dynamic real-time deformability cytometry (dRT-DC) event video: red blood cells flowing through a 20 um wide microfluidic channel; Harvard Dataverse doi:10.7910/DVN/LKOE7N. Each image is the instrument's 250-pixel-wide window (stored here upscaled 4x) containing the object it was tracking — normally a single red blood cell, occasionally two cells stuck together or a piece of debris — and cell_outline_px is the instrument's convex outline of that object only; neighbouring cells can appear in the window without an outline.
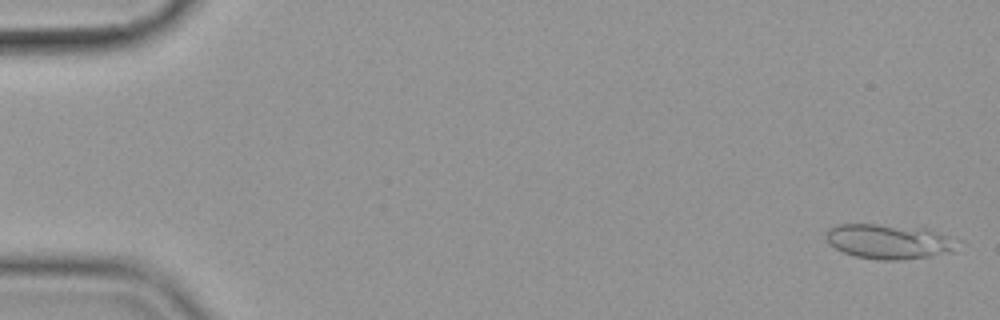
{"species": "common noctule bat (a hibernating species)", "species_latin": "Nyctalus noctula", "temperature_condition": "cold", "stored_images_in_passage": 12, "camera_frame_rate_fps": 3000, "um_per_image_px": 0.085, "animal": {"sex": "female", "body_mass_g": 19.9}, "frame": {"image": 1, "passage_image": 2, "time_ms": 0.333, "image_size_px": [1000, 320], "cell_outline_px": [[960, 240], [952, 252], [928, 256], [900, 260], [876, 260], [856, 256], [844, 252], [828, 244], [824, 236], [832, 228], [840, 224], [876, 224], [924, 228]], "centroid_in_image_um": [75.56, 20.53], "position_along_channel_um": 9.4, "area_um2": 26.47}}